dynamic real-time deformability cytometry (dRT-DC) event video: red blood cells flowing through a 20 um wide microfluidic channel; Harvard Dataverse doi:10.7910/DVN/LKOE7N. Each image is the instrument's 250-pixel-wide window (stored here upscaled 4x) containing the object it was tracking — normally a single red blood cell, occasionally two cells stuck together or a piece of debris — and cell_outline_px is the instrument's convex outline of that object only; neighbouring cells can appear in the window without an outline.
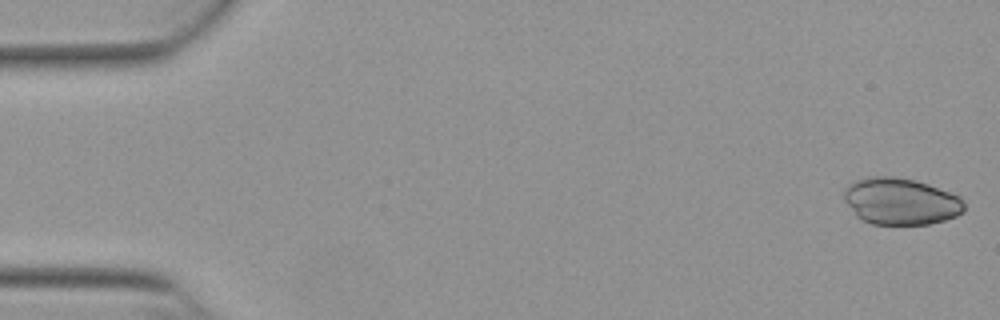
{"species": "Egyptian fruit bat (a non-hibernating species)", "species_latin": "Rousettus aegyptiacus", "temperature_condition": "warm", "stored_images_in_passage": 15, "camera_frame_rate_fps": 3000, "um_per_image_px": 0.085, "animal": {"sex": "female"}, "frame": {"image": 1, "passage_image": 1, "time_ms": 0.0, "image_size_px": [1000, 320], "cell_outline_px": [[964, 212], [956, 216], [944, 220], [928, 224], [872, 224], [860, 220], [856, 216], [844, 200], [844, 188], [848, 184], [856, 180], [868, 176], [892, 176], [916, 180], [928, 184], [960, 196], [964, 200]], "centroid_in_image_um": [76.54, 17.11], "position_along_channel_um": 8.5, "area_um2": 33.0}}
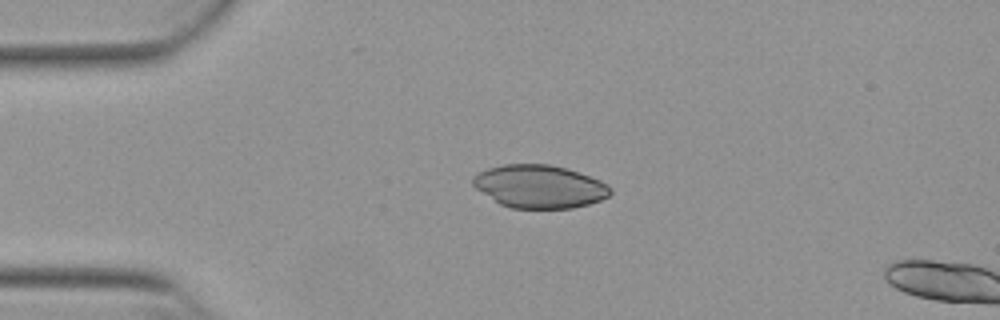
{"frame": {"image": 2, "passage_image": 12, "time_ms": 3.667, "image_size_px": [1000, 320], "cell_outline_px": [[612, 192], [608, 196], [600, 200], [588, 204], [572, 208], [512, 208], [500, 204], [476, 188], [472, 184], [472, 176], [488, 168], [504, 164], [552, 164], [600, 180], [608, 184], [612, 188]], "centroid_in_image_um": [45.85, 15.85], "position_along_channel_um": 39.1, "area_um2": 34.28}}